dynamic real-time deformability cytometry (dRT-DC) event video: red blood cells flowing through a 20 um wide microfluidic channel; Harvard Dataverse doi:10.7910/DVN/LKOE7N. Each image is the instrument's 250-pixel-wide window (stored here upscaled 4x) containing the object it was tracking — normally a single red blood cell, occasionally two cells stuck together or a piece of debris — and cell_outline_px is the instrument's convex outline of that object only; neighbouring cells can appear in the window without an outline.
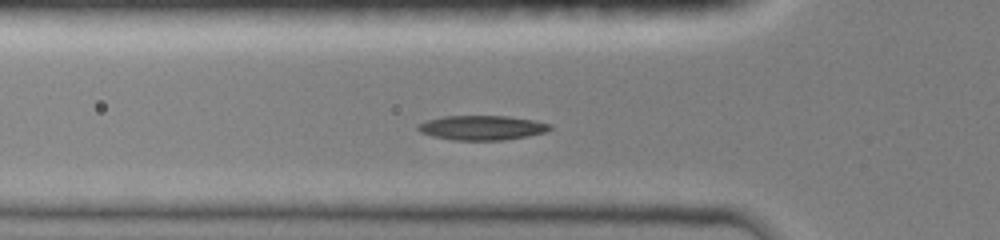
{"species": "common noctule bat (a hibernating species)", "species_latin": "Nyctalus noctula", "temperature_condition": "room temperature", "stored_images_in_passage": 33, "camera_frame_rate_fps": 3000, "um_per_image_px": 0.085, "animal": {"sex": "female", "body_mass_g": 19.0, "forearm_length_mm": 51.5}, "frame": {"image": 1, "passage_image": 3, "time_ms": 0.667, "image_size_px": [1000, 240], "cell_outline_px": [[552, 128], [544, 132], [528, 136], [504, 140], [452, 140], [432, 136], [420, 132], [416, 128], [416, 124], [428, 120], [444, 116], [508, 116], [536, 120], [552, 124]], "centroid_in_image_um": [40.97, 10.85], "position_along_channel_um": 84.8, "area_um2": 19.02}}
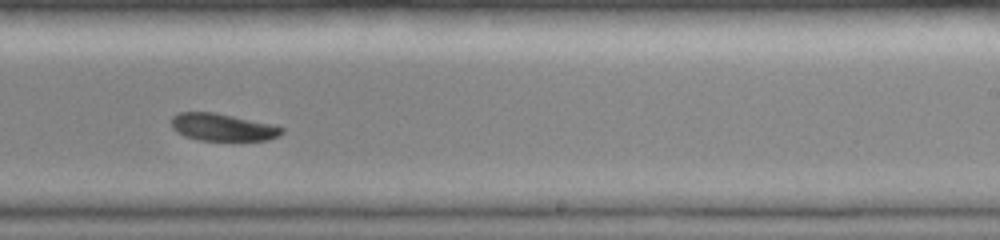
{"frame": {"image": 2, "passage_image": 17, "time_ms": 5.333, "image_size_px": [1000, 240], "cell_outline_px": [[284, 132], [268, 140], [200, 140], [184, 136], [176, 132], [172, 128], [172, 116], [180, 112], [216, 112], [276, 124], [284, 128]], "centroid_in_image_um": [18.95, 10.8], "position_along_channel_um": 270.1, "area_um2": 17.8}}
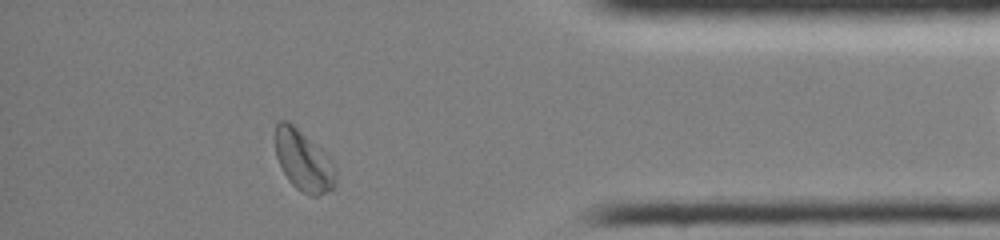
{"frame": {"image": 3, "passage_image": 29, "time_ms": 9.333, "image_size_px": [1000, 240], "cell_outline_px": [[336, 184], [328, 192], [316, 196], [312, 196], [300, 192], [288, 180], [276, 156], [276, 120], [288, 120], [328, 156], [332, 160], [336, 168]], "centroid_in_image_um": [25.81, 13.69], "position_along_channel_um": 409.4, "area_um2": 21.27}, "authors_computed_cell_mechanics": {"area_um2": 18.7272, "velocity_mm_per_s": 3.9906, "shape_relaxation_time_tau1_ms": 2.3245, "shape_relaxation_time_tau2_ms": 2.3602, "deformation_change_tau1": 0.0859, "deformation_change_tau2": 0.0646}}